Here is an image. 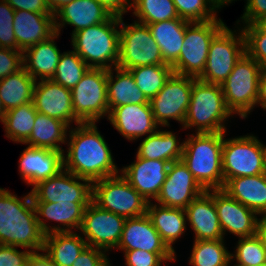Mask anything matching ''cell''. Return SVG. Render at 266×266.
Returning <instances> with one entry per match:
<instances>
[{"label":"cell","mask_w":266,"mask_h":266,"mask_svg":"<svg viewBox=\"0 0 266 266\" xmlns=\"http://www.w3.org/2000/svg\"><path fill=\"white\" fill-rule=\"evenodd\" d=\"M193 77L173 73L159 93L149 103L158 125L168 126L176 120L183 126L190 103Z\"/></svg>","instance_id":"cell-13"},{"label":"cell","mask_w":266,"mask_h":266,"mask_svg":"<svg viewBox=\"0 0 266 266\" xmlns=\"http://www.w3.org/2000/svg\"><path fill=\"white\" fill-rule=\"evenodd\" d=\"M33 103L38 113L59 119L68 126L81 122L75 117L72 106V92L52 79L36 81L33 90Z\"/></svg>","instance_id":"cell-17"},{"label":"cell","mask_w":266,"mask_h":266,"mask_svg":"<svg viewBox=\"0 0 266 266\" xmlns=\"http://www.w3.org/2000/svg\"><path fill=\"white\" fill-rule=\"evenodd\" d=\"M126 218L104 210L93 201L86 207L81 233L88 246L109 251L117 249Z\"/></svg>","instance_id":"cell-15"},{"label":"cell","mask_w":266,"mask_h":266,"mask_svg":"<svg viewBox=\"0 0 266 266\" xmlns=\"http://www.w3.org/2000/svg\"><path fill=\"white\" fill-rule=\"evenodd\" d=\"M183 142L181 161L205 190L223 189L222 147L225 134L196 133Z\"/></svg>","instance_id":"cell-3"},{"label":"cell","mask_w":266,"mask_h":266,"mask_svg":"<svg viewBox=\"0 0 266 266\" xmlns=\"http://www.w3.org/2000/svg\"><path fill=\"white\" fill-rule=\"evenodd\" d=\"M262 33L266 34V16L260 17L253 23Z\"/></svg>","instance_id":"cell-57"},{"label":"cell","mask_w":266,"mask_h":266,"mask_svg":"<svg viewBox=\"0 0 266 266\" xmlns=\"http://www.w3.org/2000/svg\"><path fill=\"white\" fill-rule=\"evenodd\" d=\"M64 152L27 146L19 159V172L27 184L35 186L64 169Z\"/></svg>","instance_id":"cell-22"},{"label":"cell","mask_w":266,"mask_h":266,"mask_svg":"<svg viewBox=\"0 0 266 266\" xmlns=\"http://www.w3.org/2000/svg\"><path fill=\"white\" fill-rule=\"evenodd\" d=\"M5 114V110L3 108V104H2V101L0 99V121L2 122V119H3V116Z\"/></svg>","instance_id":"cell-58"},{"label":"cell","mask_w":266,"mask_h":266,"mask_svg":"<svg viewBox=\"0 0 266 266\" xmlns=\"http://www.w3.org/2000/svg\"><path fill=\"white\" fill-rule=\"evenodd\" d=\"M111 16L112 15L95 0H73L54 14L55 29L56 32L60 33V29L68 24L74 26V31H72L73 35L89 26L106 22Z\"/></svg>","instance_id":"cell-26"},{"label":"cell","mask_w":266,"mask_h":266,"mask_svg":"<svg viewBox=\"0 0 266 266\" xmlns=\"http://www.w3.org/2000/svg\"><path fill=\"white\" fill-rule=\"evenodd\" d=\"M69 130L64 169L92 183L119 174L111 150L96 123H80Z\"/></svg>","instance_id":"cell-1"},{"label":"cell","mask_w":266,"mask_h":266,"mask_svg":"<svg viewBox=\"0 0 266 266\" xmlns=\"http://www.w3.org/2000/svg\"><path fill=\"white\" fill-rule=\"evenodd\" d=\"M14 10L51 13L44 0H6Z\"/></svg>","instance_id":"cell-50"},{"label":"cell","mask_w":266,"mask_h":266,"mask_svg":"<svg viewBox=\"0 0 266 266\" xmlns=\"http://www.w3.org/2000/svg\"><path fill=\"white\" fill-rule=\"evenodd\" d=\"M25 266H57L45 253L32 252Z\"/></svg>","instance_id":"cell-52"},{"label":"cell","mask_w":266,"mask_h":266,"mask_svg":"<svg viewBox=\"0 0 266 266\" xmlns=\"http://www.w3.org/2000/svg\"><path fill=\"white\" fill-rule=\"evenodd\" d=\"M244 10L242 23L253 24L260 17L266 16V0H247Z\"/></svg>","instance_id":"cell-49"},{"label":"cell","mask_w":266,"mask_h":266,"mask_svg":"<svg viewBox=\"0 0 266 266\" xmlns=\"http://www.w3.org/2000/svg\"><path fill=\"white\" fill-rule=\"evenodd\" d=\"M184 210L186 219L195 234V240H218L224 238L213 201V190L204 191Z\"/></svg>","instance_id":"cell-25"},{"label":"cell","mask_w":266,"mask_h":266,"mask_svg":"<svg viewBox=\"0 0 266 266\" xmlns=\"http://www.w3.org/2000/svg\"><path fill=\"white\" fill-rule=\"evenodd\" d=\"M258 266H266V262L259 264Z\"/></svg>","instance_id":"cell-59"},{"label":"cell","mask_w":266,"mask_h":266,"mask_svg":"<svg viewBox=\"0 0 266 266\" xmlns=\"http://www.w3.org/2000/svg\"><path fill=\"white\" fill-rule=\"evenodd\" d=\"M178 16L189 22H207L217 19L208 0H173Z\"/></svg>","instance_id":"cell-42"},{"label":"cell","mask_w":266,"mask_h":266,"mask_svg":"<svg viewBox=\"0 0 266 266\" xmlns=\"http://www.w3.org/2000/svg\"><path fill=\"white\" fill-rule=\"evenodd\" d=\"M44 1L49 10L51 11V13L54 15L60 8H62L64 5L68 4L73 0H44Z\"/></svg>","instance_id":"cell-55"},{"label":"cell","mask_w":266,"mask_h":266,"mask_svg":"<svg viewBox=\"0 0 266 266\" xmlns=\"http://www.w3.org/2000/svg\"><path fill=\"white\" fill-rule=\"evenodd\" d=\"M261 71V65L245 53L222 83L225 103L233 115L247 118L257 105Z\"/></svg>","instance_id":"cell-6"},{"label":"cell","mask_w":266,"mask_h":266,"mask_svg":"<svg viewBox=\"0 0 266 266\" xmlns=\"http://www.w3.org/2000/svg\"><path fill=\"white\" fill-rule=\"evenodd\" d=\"M14 11L6 0L0 1V48L17 50L13 26Z\"/></svg>","instance_id":"cell-44"},{"label":"cell","mask_w":266,"mask_h":266,"mask_svg":"<svg viewBox=\"0 0 266 266\" xmlns=\"http://www.w3.org/2000/svg\"><path fill=\"white\" fill-rule=\"evenodd\" d=\"M232 116L228 109L221 85L193 78L189 107L183 129L195 126L196 133H226L225 121Z\"/></svg>","instance_id":"cell-5"},{"label":"cell","mask_w":266,"mask_h":266,"mask_svg":"<svg viewBox=\"0 0 266 266\" xmlns=\"http://www.w3.org/2000/svg\"><path fill=\"white\" fill-rule=\"evenodd\" d=\"M100 3L110 15L123 17L127 10H131L133 2L131 0H95Z\"/></svg>","instance_id":"cell-51"},{"label":"cell","mask_w":266,"mask_h":266,"mask_svg":"<svg viewBox=\"0 0 266 266\" xmlns=\"http://www.w3.org/2000/svg\"><path fill=\"white\" fill-rule=\"evenodd\" d=\"M45 235L41 231L31 192L19 199L0 188V245L43 251Z\"/></svg>","instance_id":"cell-2"},{"label":"cell","mask_w":266,"mask_h":266,"mask_svg":"<svg viewBox=\"0 0 266 266\" xmlns=\"http://www.w3.org/2000/svg\"><path fill=\"white\" fill-rule=\"evenodd\" d=\"M36 114L33 101L5 112L2 119L5 136L16 143H24L32 132Z\"/></svg>","instance_id":"cell-36"},{"label":"cell","mask_w":266,"mask_h":266,"mask_svg":"<svg viewBox=\"0 0 266 266\" xmlns=\"http://www.w3.org/2000/svg\"><path fill=\"white\" fill-rule=\"evenodd\" d=\"M266 110V68H262L259 80V93L257 105Z\"/></svg>","instance_id":"cell-53"},{"label":"cell","mask_w":266,"mask_h":266,"mask_svg":"<svg viewBox=\"0 0 266 266\" xmlns=\"http://www.w3.org/2000/svg\"><path fill=\"white\" fill-rule=\"evenodd\" d=\"M121 18L120 48L117 67L125 70L140 66L164 65L160 47L148 25L134 21L126 25Z\"/></svg>","instance_id":"cell-12"},{"label":"cell","mask_w":266,"mask_h":266,"mask_svg":"<svg viewBox=\"0 0 266 266\" xmlns=\"http://www.w3.org/2000/svg\"><path fill=\"white\" fill-rule=\"evenodd\" d=\"M68 129L65 122L37 112L32 132L23 144L64 152L59 144L67 142Z\"/></svg>","instance_id":"cell-34"},{"label":"cell","mask_w":266,"mask_h":266,"mask_svg":"<svg viewBox=\"0 0 266 266\" xmlns=\"http://www.w3.org/2000/svg\"><path fill=\"white\" fill-rule=\"evenodd\" d=\"M170 162L138 157L121 169V175L147 201L158 197L166 179Z\"/></svg>","instance_id":"cell-19"},{"label":"cell","mask_w":266,"mask_h":266,"mask_svg":"<svg viewBox=\"0 0 266 266\" xmlns=\"http://www.w3.org/2000/svg\"><path fill=\"white\" fill-rule=\"evenodd\" d=\"M224 26L220 18L207 22H190L186 26L179 58L171 65L173 72L198 79L206 66L210 42Z\"/></svg>","instance_id":"cell-7"},{"label":"cell","mask_w":266,"mask_h":266,"mask_svg":"<svg viewBox=\"0 0 266 266\" xmlns=\"http://www.w3.org/2000/svg\"><path fill=\"white\" fill-rule=\"evenodd\" d=\"M108 259L106 251L87 245L72 266H106Z\"/></svg>","instance_id":"cell-47"},{"label":"cell","mask_w":266,"mask_h":266,"mask_svg":"<svg viewBox=\"0 0 266 266\" xmlns=\"http://www.w3.org/2000/svg\"><path fill=\"white\" fill-rule=\"evenodd\" d=\"M23 67V52L0 48V80L17 72Z\"/></svg>","instance_id":"cell-46"},{"label":"cell","mask_w":266,"mask_h":266,"mask_svg":"<svg viewBox=\"0 0 266 266\" xmlns=\"http://www.w3.org/2000/svg\"><path fill=\"white\" fill-rule=\"evenodd\" d=\"M146 214L152 221L154 228L162 240L173 250L172 244L181 237L186 230V213L181 208H171L148 202Z\"/></svg>","instance_id":"cell-30"},{"label":"cell","mask_w":266,"mask_h":266,"mask_svg":"<svg viewBox=\"0 0 266 266\" xmlns=\"http://www.w3.org/2000/svg\"><path fill=\"white\" fill-rule=\"evenodd\" d=\"M120 250H145L156 254H175L162 240L147 214L127 218L123 227Z\"/></svg>","instance_id":"cell-21"},{"label":"cell","mask_w":266,"mask_h":266,"mask_svg":"<svg viewBox=\"0 0 266 266\" xmlns=\"http://www.w3.org/2000/svg\"><path fill=\"white\" fill-rule=\"evenodd\" d=\"M35 83L24 67L0 80V99L5 112L32 102Z\"/></svg>","instance_id":"cell-35"},{"label":"cell","mask_w":266,"mask_h":266,"mask_svg":"<svg viewBox=\"0 0 266 266\" xmlns=\"http://www.w3.org/2000/svg\"><path fill=\"white\" fill-rule=\"evenodd\" d=\"M114 71H116V75ZM115 76V78H114ZM107 101L109 111L117 106L125 104H147L149 100L136 86L135 80L129 70L119 67L108 70Z\"/></svg>","instance_id":"cell-31"},{"label":"cell","mask_w":266,"mask_h":266,"mask_svg":"<svg viewBox=\"0 0 266 266\" xmlns=\"http://www.w3.org/2000/svg\"><path fill=\"white\" fill-rule=\"evenodd\" d=\"M13 24L17 50L22 52L56 33L52 13L15 10Z\"/></svg>","instance_id":"cell-23"},{"label":"cell","mask_w":266,"mask_h":266,"mask_svg":"<svg viewBox=\"0 0 266 266\" xmlns=\"http://www.w3.org/2000/svg\"><path fill=\"white\" fill-rule=\"evenodd\" d=\"M182 18L147 24L152 37L160 47L161 57L166 64L172 65L178 58L185 38L186 26Z\"/></svg>","instance_id":"cell-29"},{"label":"cell","mask_w":266,"mask_h":266,"mask_svg":"<svg viewBox=\"0 0 266 266\" xmlns=\"http://www.w3.org/2000/svg\"><path fill=\"white\" fill-rule=\"evenodd\" d=\"M204 191L188 167L180 160L170 163L156 201L158 205L165 207L185 209Z\"/></svg>","instance_id":"cell-16"},{"label":"cell","mask_w":266,"mask_h":266,"mask_svg":"<svg viewBox=\"0 0 266 266\" xmlns=\"http://www.w3.org/2000/svg\"><path fill=\"white\" fill-rule=\"evenodd\" d=\"M263 247L266 250V215H261V219L257 220L256 234Z\"/></svg>","instance_id":"cell-54"},{"label":"cell","mask_w":266,"mask_h":266,"mask_svg":"<svg viewBox=\"0 0 266 266\" xmlns=\"http://www.w3.org/2000/svg\"><path fill=\"white\" fill-rule=\"evenodd\" d=\"M32 252L19 251L16 246L0 245V266H25Z\"/></svg>","instance_id":"cell-48"},{"label":"cell","mask_w":266,"mask_h":266,"mask_svg":"<svg viewBox=\"0 0 266 266\" xmlns=\"http://www.w3.org/2000/svg\"><path fill=\"white\" fill-rule=\"evenodd\" d=\"M92 201L100 208L127 218L146 214L148 202L122 175L93 182Z\"/></svg>","instance_id":"cell-10"},{"label":"cell","mask_w":266,"mask_h":266,"mask_svg":"<svg viewBox=\"0 0 266 266\" xmlns=\"http://www.w3.org/2000/svg\"><path fill=\"white\" fill-rule=\"evenodd\" d=\"M59 35L60 33L56 32L23 52V67L35 81L52 79L55 75L62 54L54 41Z\"/></svg>","instance_id":"cell-27"},{"label":"cell","mask_w":266,"mask_h":266,"mask_svg":"<svg viewBox=\"0 0 266 266\" xmlns=\"http://www.w3.org/2000/svg\"><path fill=\"white\" fill-rule=\"evenodd\" d=\"M87 246V242L76 232H54L44 237L43 252L57 266H72Z\"/></svg>","instance_id":"cell-32"},{"label":"cell","mask_w":266,"mask_h":266,"mask_svg":"<svg viewBox=\"0 0 266 266\" xmlns=\"http://www.w3.org/2000/svg\"><path fill=\"white\" fill-rule=\"evenodd\" d=\"M89 68L90 67L74 50L63 52L52 80L72 90Z\"/></svg>","instance_id":"cell-40"},{"label":"cell","mask_w":266,"mask_h":266,"mask_svg":"<svg viewBox=\"0 0 266 266\" xmlns=\"http://www.w3.org/2000/svg\"><path fill=\"white\" fill-rule=\"evenodd\" d=\"M120 24V17L111 16L104 23L89 26L74 33L71 35L74 51L90 68L109 70L117 67L120 48Z\"/></svg>","instance_id":"cell-4"},{"label":"cell","mask_w":266,"mask_h":266,"mask_svg":"<svg viewBox=\"0 0 266 266\" xmlns=\"http://www.w3.org/2000/svg\"><path fill=\"white\" fill-rule=\"evenodd\" d=\"M91 202L33 203L39 227L44 235L54 232H72L81 228L86 207ZM59 222V226H48L40 217ZM63 226V227H62ZM65 227V228H64Z\"/></svg>","instance_id":"cell-24"},{"label":"cell","mask_w":266,"mask_h":266,"mask_svg":"<svg viewBox=\"0 0 266 266\" xmlns=\"http://www.w3.org/2000/svg\"><path fill=\"white\" fill-rule=\"evenodd\" d=\"M107 78V69L89 68L71 90L75 117L81 123H96L106 115L108 118Z\"/></svg>","instance_id":"cell-11"},{"label":"cell","mask_w":266,"mask_h":266,"mask_svg":"<svg viewBox=\"0 0 266 266\" xmlns=\"http://www.w3.org/2000/svg\"><path fill=\"white\" fill-rule=\"evenodd\" d=\"M224 184L232 178L266 173L265 145L253 135L223 139Z\"/></svg>","instance_id":"cell-8"},{"label":"cell","mask_w":266,"mask_h":266,"mask_svg":"<svg viewBox=\"0 0 266 266\" xmlns=\"http://www.w3.org/2000/svg\"><path fill=\"white\" fill-rule=\"evenodd\" d=\"M108 120L128 140H136L156 132V123L150 103L125 104L109 111Z\"/></svg>","instance_id":"cell-20"},{"label":"cell","mask_w":266,"mask_h":266,"mask_svg":"<svg viewBox=\"0 0 266 266\" xmlns=\"http://www.w3.org/2000/svg\"><path fill=\"white\" fill-rule=\"evenodd\" d=\"M231 260L236 259L234 266H258L266 262V250L256 235L239 238L235 254H230Z\"/></svg>","instance_id":"cell-41"},{"label":"cell","mask_w":266,"mask_h":266,"mask_svg":"<svg viewBox=\"0 0 266 266\" xmlns=\"http://www.w3.org/2000/svg\"><path fill=\"white\" fill-rule=\"evenodd\" d=\"M233 1L235 0H208V2L214 8L215 11H218V9L224 7V5H228Z\"/></svg>","instance_id":"cell-56"},{"label":"cell","mask_w":266,"mask_h":266,"mask_svg":"<svg viewBox=\"0 0 266 266\" xmlns=\"http://www.w3.org/2000/svg\"><path fill=\"white\" fill-rule=\"evenodd\" d=\"M133 15L137 22L152 24L179 18L173 0H133Z\"/></svg>","instance_id":"cell-39"},{"label":"cell","mask_w":266,"mask_h":266,"mask_svg":"<svg viewBox=\"0 0 266 266\" xmlns=\"http://www.w3.org/2000/svg\"><path fill=\"white\" fill-rule=\"evenodd\" d=\"M31 195L33 203L92 202L93 183L63 169L33 186Z\"/></svg>","instance_id":"cell-14"},{"label":"cell","mask_w":266,"mask_h":266,"mask_svg":"<svg viewBox=\"0 0 266 266\" xmlns=\"http://www.w3.org/2000/svg\"><path fill=\"white\" fill-rule=\"evenodd\" d=\"M175 133L157 130L145 137L136 152L138 157L149 160L176 162L182 159L183 142L180 144Z\"/></svg>","instance_id":"cell-33"},{"label":"cell","mask_w":266,"mask_h":266,"mask_svg":"<svg viewBox=\"0 0 266 266\" xmlns=\"http://www.w3.org/2000/svg\"><path fill=\"white\" fill-rule=\"evenodd\" d=\"M234 32L236 31H232L225 25L213 37L209 45L206 66L199 80L222 85L235 64L246 53L242 29H239L238 36Z\"/></svg>","instance_id":"cell-9"},{"label":"cell","mask_w":266,"mask_h":266,"mask_svg":"<svg viewBox=\"0 0 266 266\" xmlns=\"http://www.w3.org/2000/svg\"><path fill=\"white\" fill-rule=\"evenodd\" d=\"M243 27L246 54L259 63L262 68H266V34L262 33L254 24L243 25Z\"/></svg>","instance_id":"cell-43"},{"label":"cell","mask_w":266,"mask_h":266,"mask_svg":"<svg viewBox=\"0 0 266 266\" xmlns=\"http://www.w3.org/2000/svg\"><path fill=\"white\" fill-rule=\"evenodd\" d=\"M231 253L218 240H194L189 264L193 266H230Z\"/></svg>","instance_id":"cell-38"},{"label":"cell","mask_w":266,"mask_h":266,"mask_svg":"<svg viewBox=\"0 0 266 266\" xmlns=\"http://www.w3.org/2000/svg\"><path fill=\"white\" fill-rule=\"evenodd\" d=\"M126 266H161L165 261H175L176 254H156L145 250H123Z\"/></svg>","instance_id":"cell-45"},{"label":"cell","mask_w":266,"mask_h":266,"mask_svg":"<svg viewBox=\"0 0 266 266\" xmlns=\"http://www.w3.org/2000/svg\"><path fill=\"white\" fill-rule=\"evenodd\" d=\"M222 190L257 215H266V173L229 179Z\"/></svg>","instance_id":"cell-28"},{"label":"cell","mask_w":266,"mask_h":266,"mask_svg":"<svg viewBox=\"0 0 266 266\" xmlns=\"http://www.w3.org/2000/svg\"><path fill=\"white\" fill-rule=\"evenodd\" d=\"M129 71L135 80L136 86L149 101L159 93L174 73L172 66L169 64L134 67Z\"/></svg>","instance_id":"cell-37"},{"label":"cell","mask_w":266,"mask_h":266,"mask_svg":"<svg viewBox=\"0 0 266 266\" xmlns=\"http://www.w3.org/2000/svg\"><path fill=\"white\" fill-rule=\"evenodd\" d=\"M213 201L223 235L226 231L239 238L256 234L258 218L254 211L231 198L222 189L213 190Z\"/></svg>","instance_id":"cell-18"}]
</instances>
